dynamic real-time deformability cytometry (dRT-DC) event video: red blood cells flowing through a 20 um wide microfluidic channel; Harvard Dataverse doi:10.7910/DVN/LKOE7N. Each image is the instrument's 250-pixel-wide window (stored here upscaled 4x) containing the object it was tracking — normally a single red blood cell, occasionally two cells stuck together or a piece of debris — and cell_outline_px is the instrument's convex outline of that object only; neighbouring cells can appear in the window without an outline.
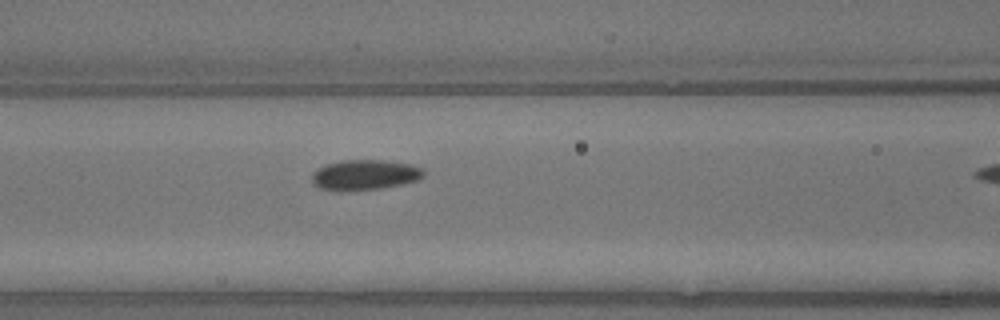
{"species": "common noctule bat (a hibernating species)", "species_latin": "Nyctalus noctula", "temperature_condition": "warm", "stored_images_in_passage": 9, "segment_of_instrument_passage": [1, 2], "camera_frame_rate_fps": 3000, "um_per_image_px": 0.085, "animal": {"sex": "male", "body_mass_g": 13.3}, "frame": {"image": 1, "passage_image": 8, "time_ms": 2.333, "image_size_px": [1000, 320], "cell_outline_px": [[424, 176], [416, 180], [404, 184], [384, 188], [348, 192], [340, 192], [320, 188], [312, 184], [312, 172], [328, 164], [344, 160], [380, 160], [408, 164], [420, 168], [424, 172]], "centroid_in_image_um": [30.97, 14.9], "position_along_channel_um": 135.6, "area_um2": 19.83}}